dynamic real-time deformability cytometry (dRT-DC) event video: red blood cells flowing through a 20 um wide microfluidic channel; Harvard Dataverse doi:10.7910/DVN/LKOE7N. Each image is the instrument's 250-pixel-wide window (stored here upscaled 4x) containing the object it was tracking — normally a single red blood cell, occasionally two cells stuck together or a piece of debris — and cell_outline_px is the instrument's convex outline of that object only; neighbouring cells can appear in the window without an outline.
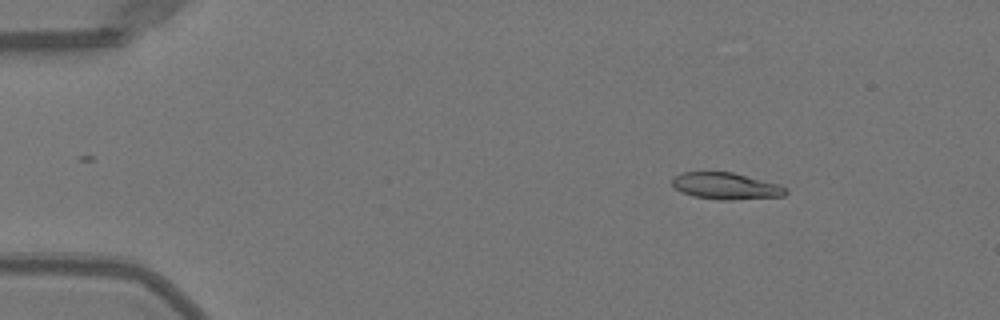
{"species": "Egyptian fruit bat (a non-hibernating species)", "species_latin": "Rousettus aegyptiacus", "temperature_condition": "warm", "stored_images_in_passage": 47, "camera_frame_rate_fps": 3000, "um_per_image_px": 0.085, "animal": {"sex": "female"}, "frame": {"image": 1, "passage_image": 4, "time_ms": 1.0, "image_size_px": [1000, 320], "cell_outline_px": [[788, 192], [784, 196], [728, 200], [720, 200], [692, 196], [680, 192], [672, 184], [672, 176], [684, 172], [732, 172], [776, 184], [784, 188]], "centroid_in_image_um": [61.63, 15.82], "position_along_channel_um": 23.4, "area_um2": 17.46}}
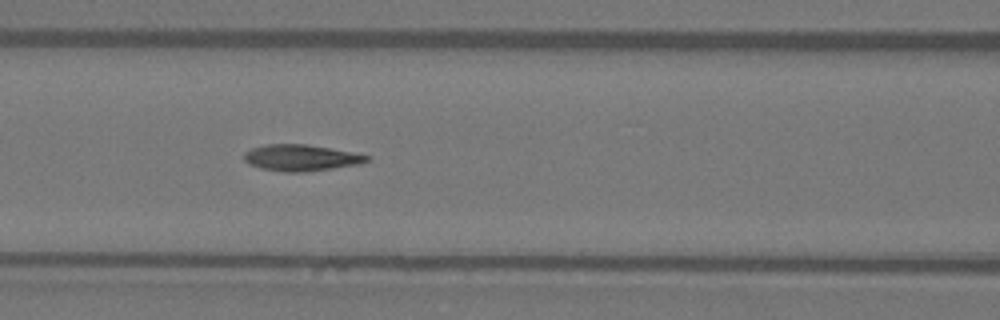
{"frame": {"image": 2, "passage_image": 19, "time_ms": 6.0, "image_size_px": [1000, 320], "cell_outline_px": [[368, 160], [360, 164], [304, 172], [284, 172], [260, 168], [248, 164], [244, 160], [244, 152], [252, 148], [264, 144], [308, 144], [368, 156]], "centroid_in_image_um": [25.49, 13.41], "position_along_channel_um": 141.1, "area_um2": 18.61}}
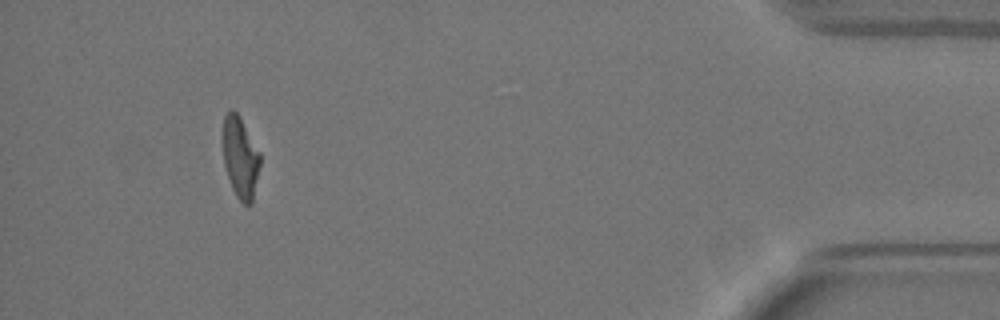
{"frame": {"image": 3, "passage_image": 44, "time_ms": 14.333, "image_size_px": [1000, 320], "cell_outline_px": [[260, 164], [252, 204], [244, 204], [236, 196], [232, 188], [224, 164], [224, 116], [232, 108], [236, 112], [260, 152]], "centroid_in_image_um": [20.44, 13.42], "position_along_channel_um": 414.8, "area_um2": 17.17}, "authors_computed_cell_mechanics": {"area_um2": 18.4382, "velocity_mm_per_s": 4.0258, "shape_relaxation_time_tau1_ms": 7.6023, "shape_relaxation_time_tau2_ms": 1.6177, "deformation_change_tau1": 0.2646, "deformation_change_tau2": 0.0814}}